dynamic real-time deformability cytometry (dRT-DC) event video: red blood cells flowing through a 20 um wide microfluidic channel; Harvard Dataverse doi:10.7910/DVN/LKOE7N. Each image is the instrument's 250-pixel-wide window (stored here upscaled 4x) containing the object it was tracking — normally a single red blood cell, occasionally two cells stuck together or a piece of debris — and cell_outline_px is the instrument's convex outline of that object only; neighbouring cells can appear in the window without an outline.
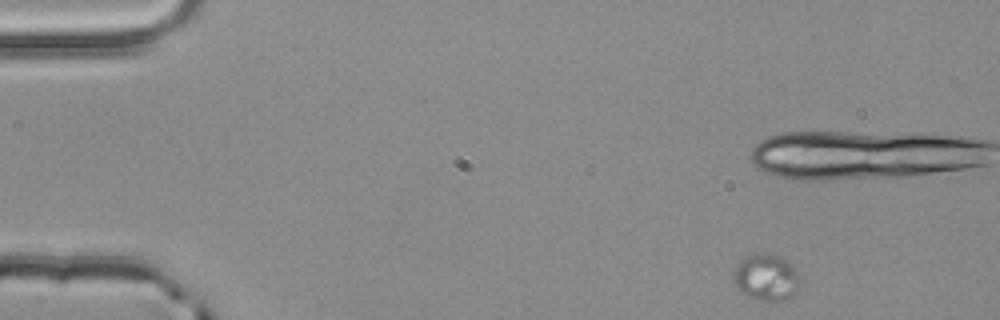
{"species": "common noctule bat (a hibernating species)", "species_latin": "Nyctalus noctula", "temperature_condition": "room temperature", "stored_images_in_passage": 4, "camera_frame_rate_fps": 3000, "um_per_image_px": 0.085, "animal": {"sex": "male", "body_mass_g": 20.4}, "frame": {"image": 1, "passage_image": 1, "time_ms": 0.0, "image_size_px": [1000, 320], "cell_outline_px": [[800, 280], [796, 292], [784, 300], [760, 300], [748, 296], [736, 288], [732, 276], [736, 264], [744, 256], [752, 252], [768, 252], [780, 256], [788, 260]], "centroid_in_image_um": [65.07, 23.52], "position_along_channel_um": 19.9, "area_um2": 18.26}}